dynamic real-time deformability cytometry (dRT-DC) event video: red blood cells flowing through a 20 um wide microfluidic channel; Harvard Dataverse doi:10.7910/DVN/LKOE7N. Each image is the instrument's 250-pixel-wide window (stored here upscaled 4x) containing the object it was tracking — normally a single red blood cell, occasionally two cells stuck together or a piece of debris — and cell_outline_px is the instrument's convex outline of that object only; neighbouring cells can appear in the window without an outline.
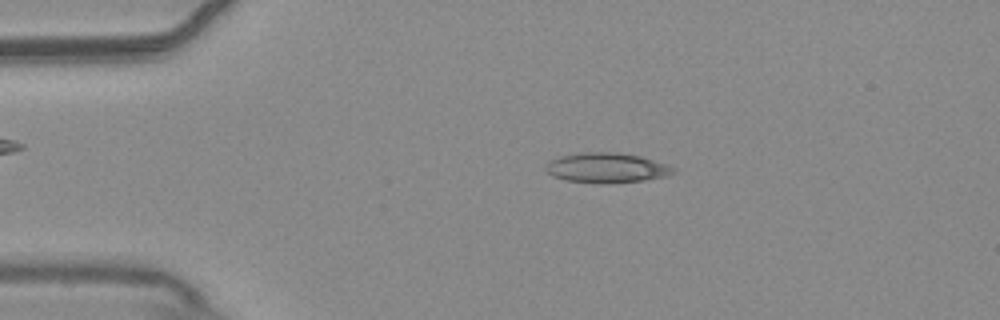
{"species": "common noctule bat (a hibernating species)", "species_latin": "Nyctalus noctula", "temperature_condition": "warm", "stored_images_in_passage": 54, "camera_frame_rate_fps": 3000, "um_per_image_px": 0.085, "animal": {"sex": "male", "body_mass_g": 20.4}, "frame": {"image": 1, "passage_image": 11, "time_ms": 3.333, "image_size_px": [1000, 320], "cell_outline_px": [[676, 172], [668, 176], [644, 180], [564, 180], [552, 176], [544, 168], [548, 160], [560, 156], [584, 152], [612, 152], [640, 156], [676, 168]], "centroid_in_image_um": [51.54, 14.21], "position_along_channel_um": 33.5, "area_um2": 21.15}}
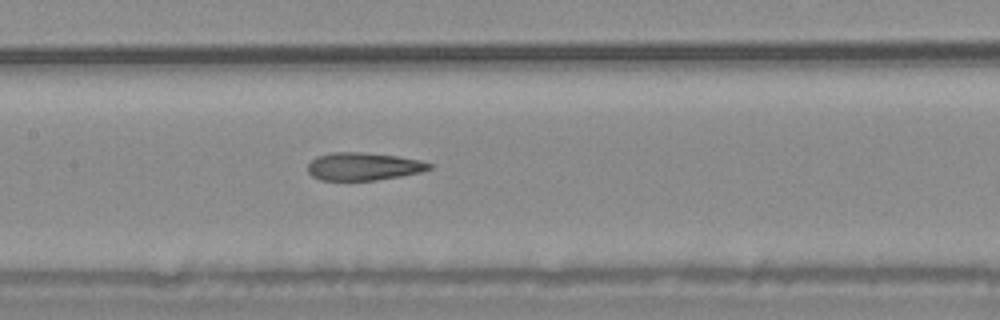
{"frame": {"image": 2, "passage_image": 26, "time_ms": 8.333, "image_size_px": [1000, 320], "cell_outline_px": [[432, 168], [420, 172], [400, 176], [376, 180], [320, 180], [312, 176], [308, 172], [308, 164], [316, 156], [332, 152], [360, 152], [396, 156], [420, 160], [432, 164]], "centroid_in_image_um": [30.87, 14.15], "position_along_channel_um": 176.5, "area_um2": 19.59}}
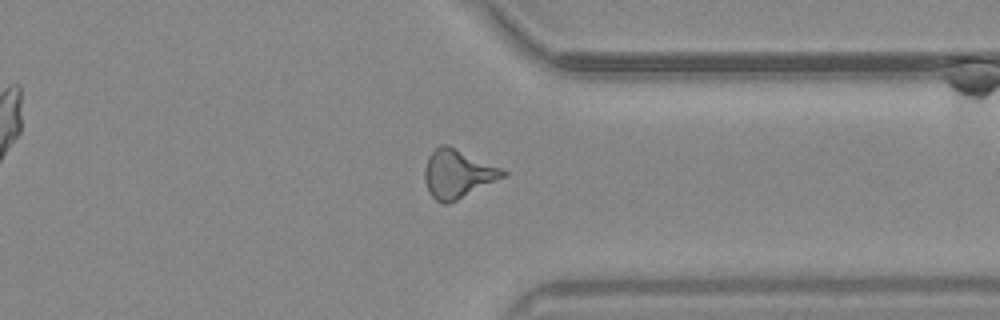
{"frame": {"image": 3, "passage_image": 42, "time_ms": 13.667, "image_size_px": [1000, 320], "cell_outline_px": [[508, 172], [504, 176], [448, 204], [444, 204], [436, 200], [428, 192], [424, 180], [424, 168], [428, 156], [440, 144], [448, 144], [500, 168]], "centroid_in_image_um": [38.84, 14.76], "position_along_channel_um": 372.6, "area_um2": 21.73}, "authors_computed_cell_mechanics": {"area_um2": 20.7502, "velocity_mm_per_s": 3.72, "shape_relaxation_time_tau1_ms": null, "shape_relaxation_time_tau2_ms": 2.5582, "deformation_change_tau1": null, "deformation_change_tau2": 0.1251}}